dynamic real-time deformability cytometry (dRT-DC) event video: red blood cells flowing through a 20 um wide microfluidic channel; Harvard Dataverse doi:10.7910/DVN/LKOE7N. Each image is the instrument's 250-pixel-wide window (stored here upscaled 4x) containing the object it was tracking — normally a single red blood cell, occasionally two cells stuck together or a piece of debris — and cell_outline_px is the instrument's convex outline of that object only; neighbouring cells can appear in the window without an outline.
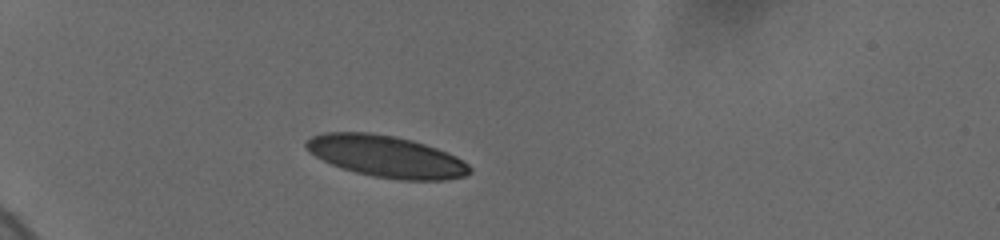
{"species": "human", "species_latin": "Homo sapiens", "temperature_condition": "cold", "stored_images_in_passage": 30, "camera_frame_rate_fps": 3000, "um_per_image_px": 0.085, "donor": {"sex": "female"}, "frame": {"image": 1, "passage_image": 1, "time_ms": 0.0, "image_size_px": [1000, 240], "cell_outline_px": [[472, 172], [464, 176], [448, 180], [400, 180], [372, 176], [356, 172], [332, 164], [308, 152], [304, 148], [304, 144], [312, 136], [324, 132], [368, 132], [396, 136], [412, 140], [436, 148], [456, 156], [468, 164], [472, 168]], "centroid_in_image_um": [32.84, 13.29], "position_along_channel_um": 52.2, "area_um2": 39.71}}
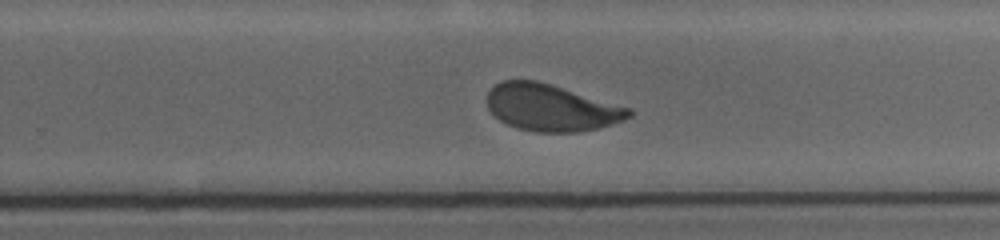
{"frame": {"image": 2, "passage_image": 15, "time_ms": 7.333, "image_size_px": [1000, 240], "cell_outline_px": [[632, 116], [624, 120], [600, 128], [576, 132], [536, 132], [520, 128], [508, 124], [500, 120], [488, 108], [488, 92], [500, 80], [536, 80], [632, 108]], "centroid_in_image_um": [46.88, 9.15], "position_along_channel_um": 282.9, "area_um2": 38.44}}
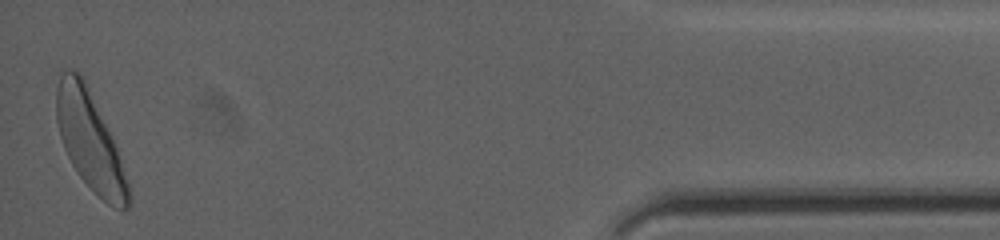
{"frame": {"image": 3, "passage_image": 30, "time_ms": 13.0, "image_size_px": [1000, 240], "cell_outline_px": [[128, 208], [112, 208], [76, 172], [64, 148], [60, 136], [56, 120], [56, 88], [60, 72], [68, 68], [80, 72], [112, 136], [128, 184]], "centroid_in_image_um": [7.58, 11.9], "position_along_channel_um": 427.6, "area_um2": 40.17}, "authors_computed_cell_mechanics": {"area_um2": 39.6508, "velocity_mm_per_s": 3.6454, "shape_relaxation_time_tau1_ms": 3.7764, "shape_relaxation_time_tau2_ms": 1.0031, "deformation_change_tau1": 0.1538, "deformation_change_tau2": 0.0691}}